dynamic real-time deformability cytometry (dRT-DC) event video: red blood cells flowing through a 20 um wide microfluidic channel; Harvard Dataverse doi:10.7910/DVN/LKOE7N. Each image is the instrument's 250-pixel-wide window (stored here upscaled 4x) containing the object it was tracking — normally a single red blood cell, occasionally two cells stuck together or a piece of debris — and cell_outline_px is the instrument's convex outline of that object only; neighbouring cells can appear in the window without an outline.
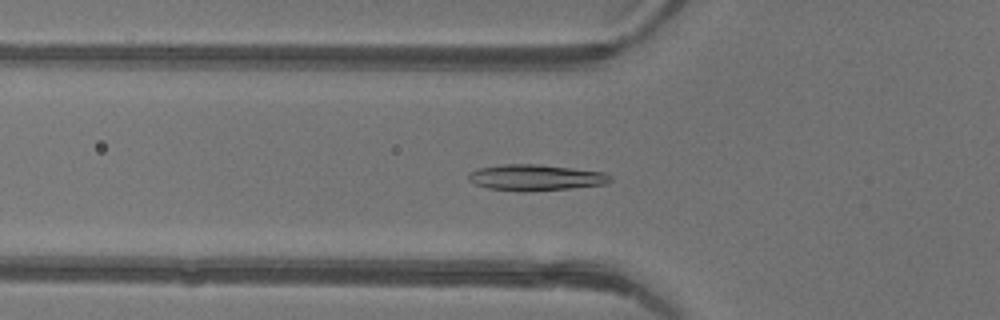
{"species": "common noctule bat (a hibernating species)", "species_latin": "Nyctalus noctula", "temperature_condition": "warm", "stored_images_in_passage": 46, "camera_frame_rate_fps": 3000, "um_per_image_px": 0.085, "animal": {"sex": "female"}, "frame": {"image": 1, "passage_image": 16, "time_ms": 5.0, "image_size_px": [1000, 320], "cell_outline_px": [[612, 180], [604, 184], [568, 188], [524, 192], [488, 188], [476, 184], [468, 180], [468, 172], [480, 168], [504, 164], [536, 164], [604, 172], [612, 176]], "centroid_in_image_um": [45.5, 15.09], "position_along_channel_um": 80.3, "area_um2": 21.33}}
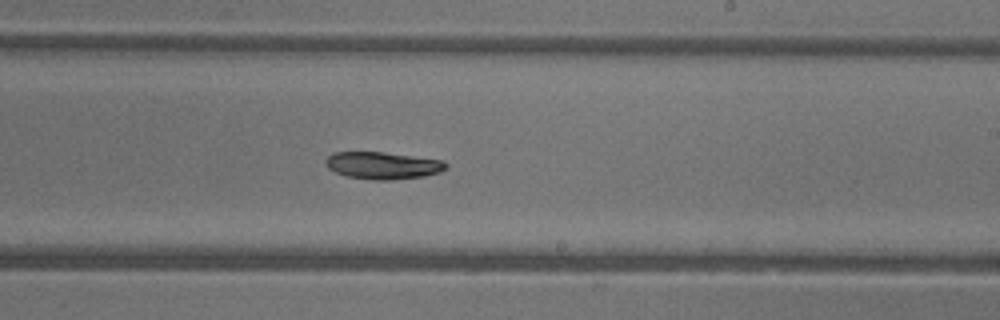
{"frame": {"image": 2, "passage_image": 28, "time_ms": 9.0, "image_size_px": [1000, 320], "cell_outline_px": [[448, 168], [440, 172], [424, 176], [392, 180], [372, 180], [348, 176], [336, 172], [328, 168], [324, 164], [324, 160], [332, 152], [384, 152], [444, 160], [448, 164]], "centroid_in_image_um": [32.55, 14.06], "position_along_channel_um": 256.5, "area_um2": 19.25}}
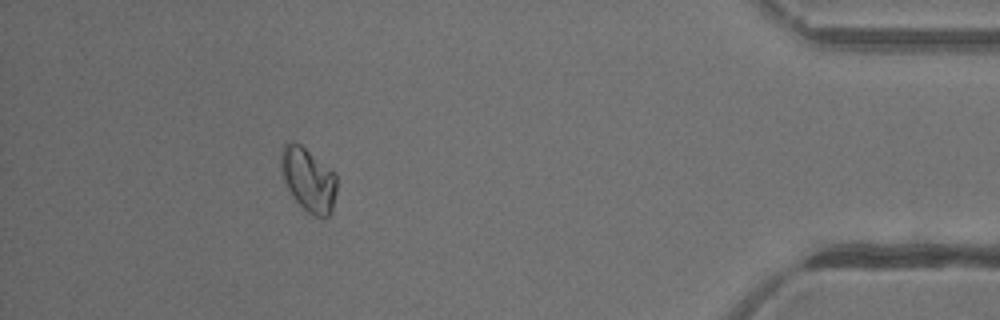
{"frame": {"image": 3, "passage_image": 42, "time_ms": 13.667, "image_size_px": [1000, 320], "cell_outline_px": [[336, 192], [332, 212], [328, 216], [316, 216], [308, 212], [292, 196], [284, 180], [280, 164], [280, 148], [288, 140], [300, 144], [336, 172]], "centroid_in_image_um": [26.21, 15.22], "position_along_channel_um": 409.0, "area_um2": 20.81}, "authors_computed_cell_mechanics": {"area_um2": 20.0855, "velocity_mm_per_s": 4.3939, "shape_relaxation_time_tau1_ms": 8.0834, "shape_relaxation_time_tau2_ms": null, "deformation_change_tau1": 0.1631, "deformation_change_tau2": null}}